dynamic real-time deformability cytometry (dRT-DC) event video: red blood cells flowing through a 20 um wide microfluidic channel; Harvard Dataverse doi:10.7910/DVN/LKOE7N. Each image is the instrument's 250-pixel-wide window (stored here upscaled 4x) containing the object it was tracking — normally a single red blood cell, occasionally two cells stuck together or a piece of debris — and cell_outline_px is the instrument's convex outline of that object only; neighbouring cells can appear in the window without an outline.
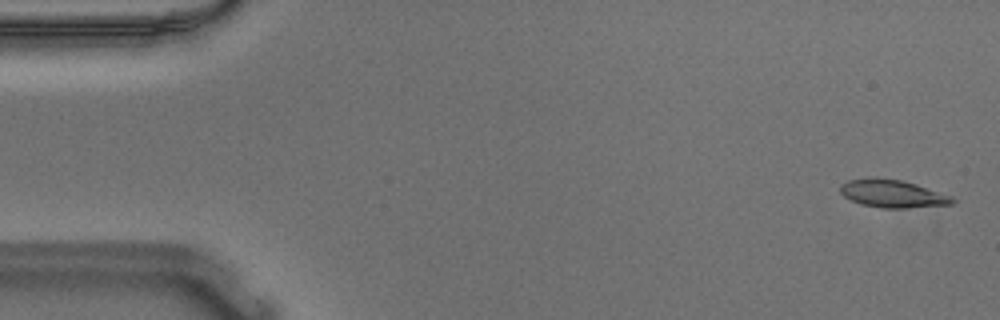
{"species": "Egyptian fruit bat (a non-hibernating species)", "species_latin": "Rousettus aegyptiacus", "temperature_condition": "warm", "stored_images_in_passage": 56, "segment_of_instrument_passage": [1, 2], "camera_frame_rate_fps": 3000, "um_per_image_px": 0.085, "animal": {"sex": "male"}, "frame": {"image": 1, "passage_image": 2, "time_ms": 0.333, "image_size_px": [1000, 320], "cell_outline_px": [[956, 200], [952, 204], [908, 208], [884, 208], [860, 204], [844, 196], [840, 192], [840, 184], [848, 180], [900, 180], [916, 184], [952, 196]], "centroid_in_image_um": [75.91, 16.5], "position_along_channel_um": 9.1, "area_um2": 17.51}}
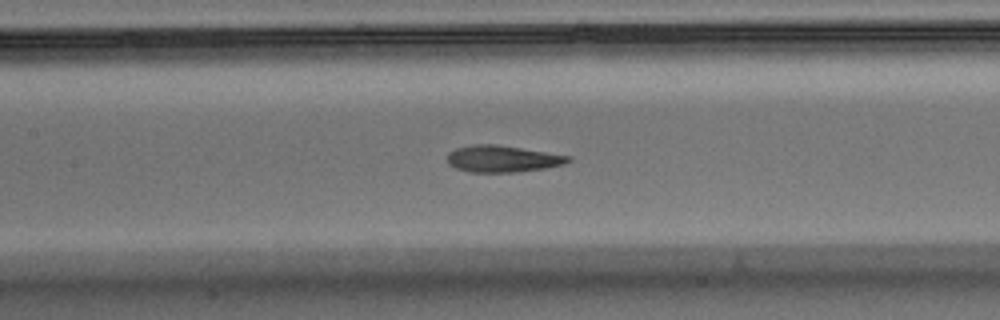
{"frame": {"image": 2, "passage_image": 25, "time_ms": 8.0, "image_size_px": [1000, 320], "cell_outline_px": [[572, 160], [564, 164], [544, 168], [516, 172], [468, 172], [456, 168], [448, 164], [448, 152], [456, 148], [472, 144], [496, 144], [572, 156]], "centroid_in_image_um": [42.7, 13.49], "position_along_channel_um": 164.7, "area_um2": 18.84}}
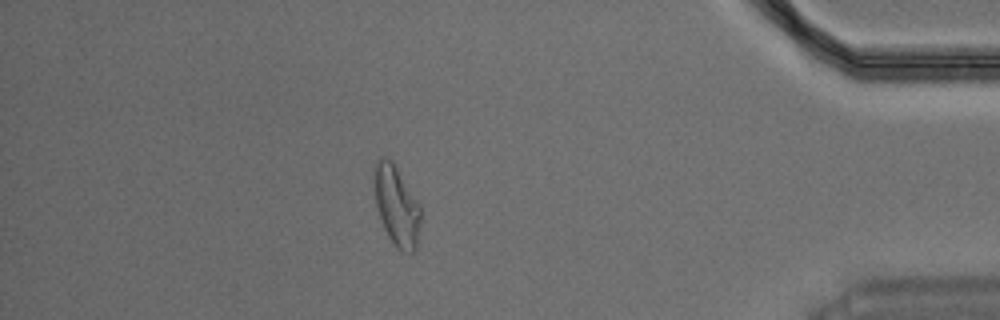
{"frame": {"image": 3, "passage_image": 48, "time_ms": 15.667, "image_size_px": [1000, 320], "cell_outline_px": [[420, 224], [416, 248], [412, 252], [400, 252], [396, 248], [388, 236], [380, 220], [376, 204], [372, 172], [376, 160], [380, 156], [384, 156], [392, 160], [420, 204]], "centroid_in_image_um": [33.68, 17.46], "position_along_channel_um": 401.5, "area_um2": 22.02}}